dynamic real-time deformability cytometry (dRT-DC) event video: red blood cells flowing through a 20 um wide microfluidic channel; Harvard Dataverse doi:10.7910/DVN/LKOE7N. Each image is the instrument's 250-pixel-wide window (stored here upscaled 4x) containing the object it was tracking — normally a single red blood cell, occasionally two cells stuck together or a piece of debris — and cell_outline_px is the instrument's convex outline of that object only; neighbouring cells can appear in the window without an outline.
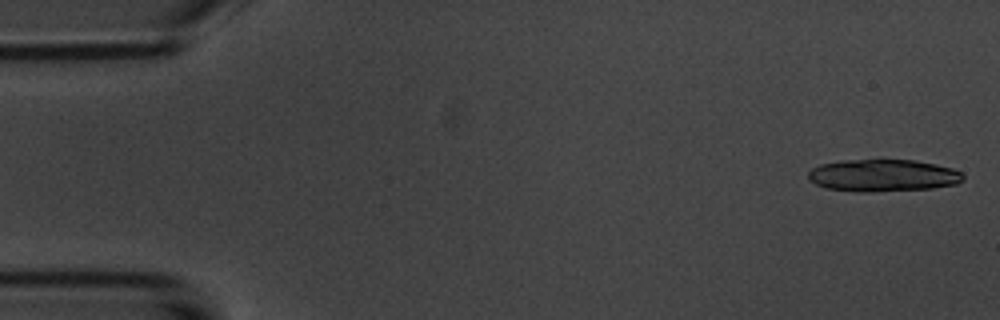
{"species": "common noctule bat (a hibernating species)", "species_latin": "Nyctalus noctula", "temperature_condition": "room temperature", "stored_images_in_passage": 18, "camera_frame_rate_fps": 3000, "um_per_image_px": 0.085, "animal": {"sex": "male", "body_mass_g": 20.1, "forearm_length_mm": 53.5}, "frame": {"image": 1, "passage_image": 1, "time_ms": 0.0, "image_size_px": [1000, 320], "cell_outline_px": [[964, 180], [956, 184], [932, 188], [868, 192], [856, 192], [824, 188], [808, 180], [808, 172], [812, 168], [820, 164], [844, 160], [916, 160], [936, 164], [952, 168], [960, 172], [964, 176]], "centroid_in_image_um": [75.03, 14.92], "position_along_channel_um": 10.0, "area_um2": 29.19}}
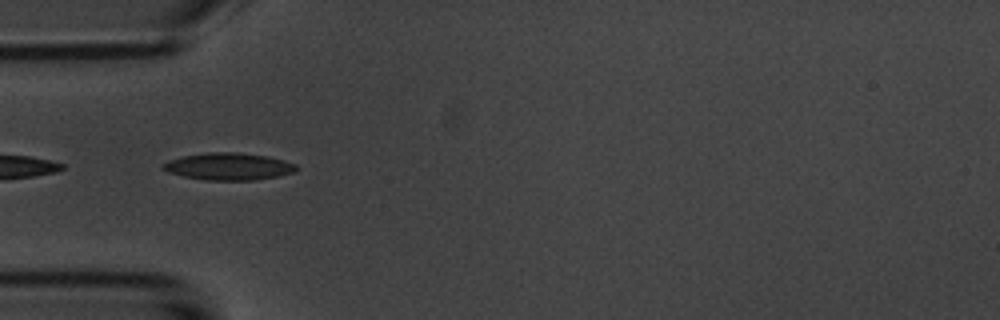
{"frame": {"image": 2, "passage_image": 16, "time_ms": 5.0, "image_size_px": [1000, 320], "cell_outline_px": [[300, 168], [296, 172], [256, 180], [208, 180], [184, 176], [168, 172], [160, 168], [160, 164], [168, 160], [180, 156], [208, 152], [240, 152], [268, 156], [284, 160], [296, 164]], "centroid_in_image_um": [19.43, 14.14], "position_along_channel_um": 65.6, "area_um2": 21.39}}